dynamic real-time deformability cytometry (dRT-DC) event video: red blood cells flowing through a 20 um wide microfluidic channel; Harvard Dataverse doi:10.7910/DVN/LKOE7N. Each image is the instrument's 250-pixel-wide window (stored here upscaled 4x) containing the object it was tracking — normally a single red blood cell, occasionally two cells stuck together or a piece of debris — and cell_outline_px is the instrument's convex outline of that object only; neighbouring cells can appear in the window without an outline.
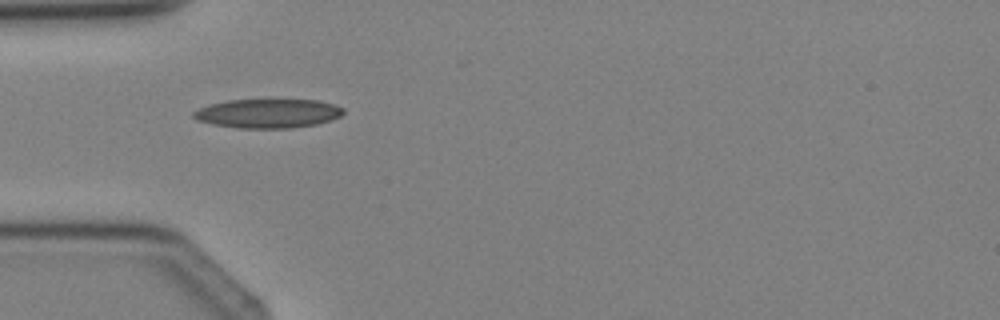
{"species": "Egyptian fruit bat (a non-hibernating species)", "species_latin": "Rousettus aegyptiacus", "temperature_condition": "cold", "stored_images_in_passage": 4, "camera_frame_rate_fps": 3000, "um_per_image_px": 0.085, "animal": {"sex": "female"}, "frame": {"image": 1, "passage_image": 3, "time_ms": 2.333, "image_size_px": [1000, 320], "cell_outline_px": [[344, 112], [340, 116], [316, 124], [292, 128], [236, 128], [212, 124], [196, 120], [192, 116], [192, 112], [200, 108], [212, 104], [228, 100], [320, 100], [336, 104], [344, 108]], "centroid_in_image_um": [22.78, 9.64], "position_along_channel_um": 62.2, "area_um2": 25.37}}
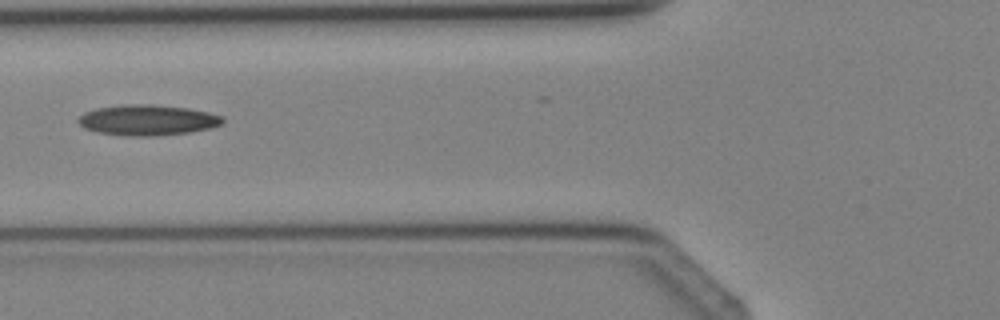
{"frame": {"image": 2, "passage_image": 4, "time_ms": 3.333, "image_size_px": [1000, 320], "cell_outline_px": [[224, 124], [212, 128], [192, 132], [152, 136], [128, 136], [96, 132], [84, 128], [76, 120], [84, 112], [96, 108], [124, 104], [148, 104], [188, 108], [208, 112], [220, 116], [224, 120]], "centroid_in_image_um": [12.54, 10.21], "position_along_channel_um": 113.3, "area_um2": 25.89}}